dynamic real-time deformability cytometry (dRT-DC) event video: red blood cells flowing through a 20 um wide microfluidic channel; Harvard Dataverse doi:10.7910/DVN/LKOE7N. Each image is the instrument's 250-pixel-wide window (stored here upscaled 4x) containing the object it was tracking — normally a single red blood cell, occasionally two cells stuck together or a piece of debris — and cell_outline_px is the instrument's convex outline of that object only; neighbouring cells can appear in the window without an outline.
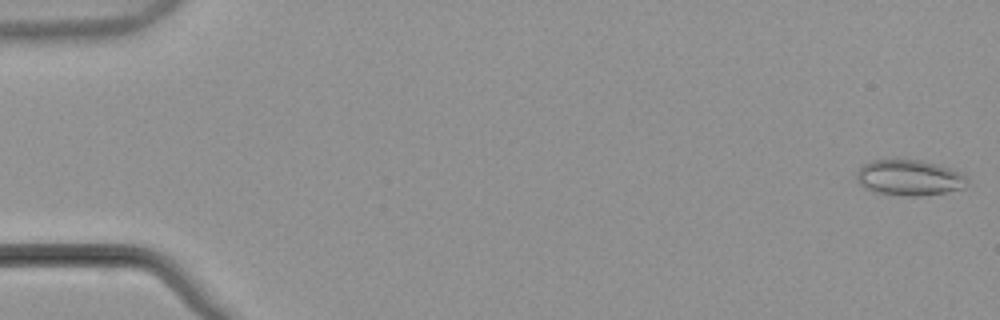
{"species": "common noctule bat (a hibernating species)", "species_latin": "Nyctalus noctula", "temperature_condition": "warm", "stored_images_in_passage": 55, "camera_frame_rate_fps": 3000, "um_per_image_px": 0.085, "animal": {"sex": "male", "body_mass_g": 21.5, "forearm_length_mm": 52.0}, "frame": {"image": 1, "passage_image": 1, "time_ms": 0.0, "image_size_px": [1000, 320], "cell_outline_px": [[968, 184], [964, 188], [944, 192], [920, 196], [904, 196], [876, 192], [864, 188], [856, 180], [856, 172], [864, 164], [872, 160], [896, 156], [900, 156], [920, 160], [936, 164], [960, 172], [968, 176]], "centroid_in_image_um": [77.26, 15.06], "position_along_channel_um": 7.7, "area_um2": 23.76}}
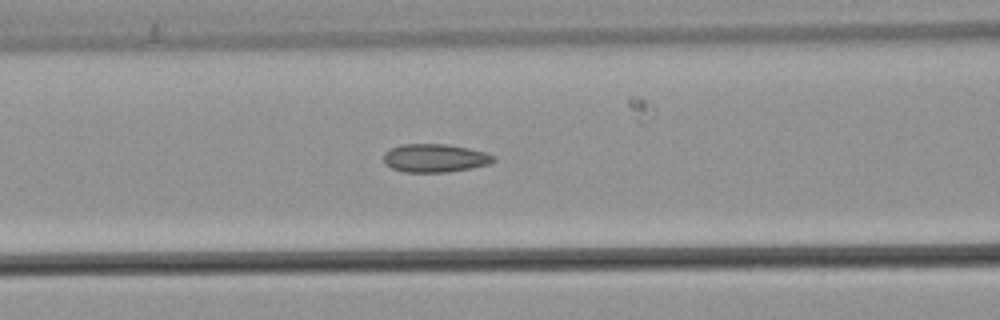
{"frame": {"image": 2, "passage_image": 23, "time_ms": 7.333, "image_size_px": [1000, 320], "cell_outline_px": [[496, 160], [488, 164], [472, 168], [448, 172], [404, 172], [392, 168], [384, 164], [384, 152], [400, 144], [448, 144], [468, 148], [484, 152], [496, 156]], "centroid_in_image_um": [36.97, 13.44], "position_along_channel_um": 129.6, "area_um2": 18.21}}
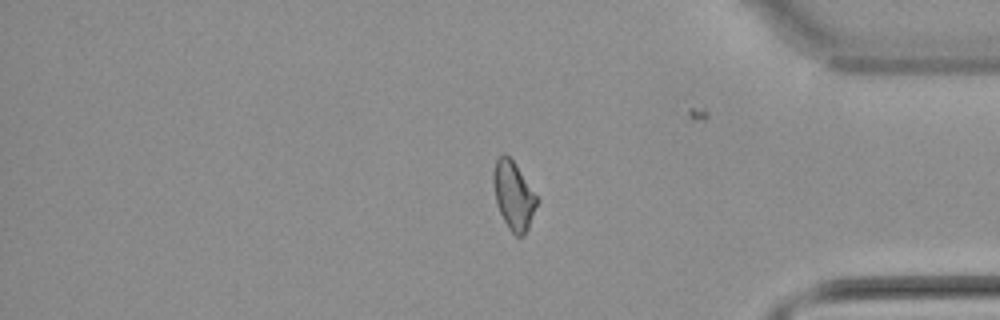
{"frame": {"image": 3, "passage_image": 45, "time_ms": 14.667, "image_size_px": [1000, 320], "cell_outline_px": [[540, 200], [528, 228], [524, 236], [516, 236], [508, 228], [500, 212], [496, 200], [492, 180], [492, 172], [496, 160], [504, 152], [512, 160]], "centroid_in_image_um": [43.66, 16.63], "position_along_channel_um": 391.5, "area_um2": 17.22}, "authors_computed_cell_mechanics": {"area_um2": 18.0336, "velocity_mm_per_s": 3.8599, "shape_relaxation_time_tau1_ms": null, "shape_relaxation_time_tau2_ms": 2.9756, "deformation_change_tau1": null, "deformation_change_tau2": 0.08}}